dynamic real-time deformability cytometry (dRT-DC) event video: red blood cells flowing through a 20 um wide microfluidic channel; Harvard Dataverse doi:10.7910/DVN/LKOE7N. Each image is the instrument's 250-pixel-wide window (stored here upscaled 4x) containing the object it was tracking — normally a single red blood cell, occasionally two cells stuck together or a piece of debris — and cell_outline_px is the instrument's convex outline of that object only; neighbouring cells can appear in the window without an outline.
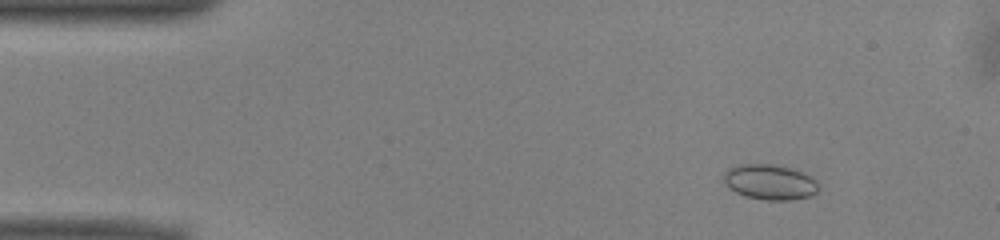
{"species": "common noctule bat (a hibernating species)", "species_latin": "Nyctalus noctula", "temperature_condition": "warm", "stored_images_in_passage": 51, "camera_frame_rate_fps": 3000, "um_per_image_px": 0.085, "animal": {"sex": "male", "body_mass_g": 13.0, "forearm_length_mm": 53.1}, "frame": {"image": 1, "passage_image": 6, "time_ms": 1.667, "image_size_px": [1000, 240], "cell_outline_px": [[820, 184], [816, 192], [808, 196], [792, 200], [768, 200], [744, 196], [728, 188], [724, 180], [724, 172], [728, 168], [740, 164], [772, 164], [792, 168], [816, 180]], "centroid_in_image_um": [65.41, 15.47], "position_along_channel_um": 19.6, "area_um2": 19.42}}
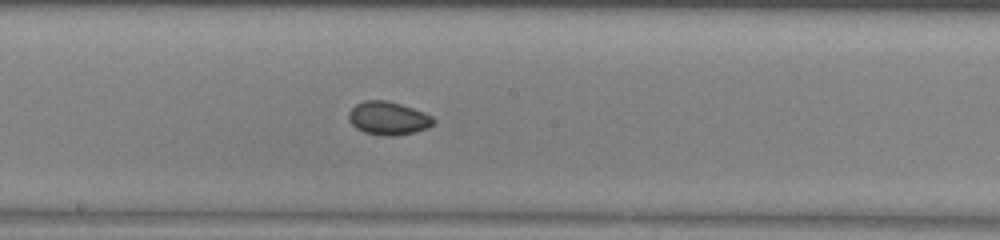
{"frame": {"image": 2, "passage_image": 27, "time_ms": 8.667, "image_size_px": [1000, 240], "cell_outline_px": [[436, 120], [428, 128], [416, 132], [396, 136], [384, 136], [364, 132], [356, 128], [348, 120], [348, 112], [356, 104], [364, 100], [384, 100], [400, 104], [424, 112], [432, 116]], "centroid_in_image_um": [33.0, 10.06], "position_along_channel_um": 215.2, "area_um2": 16.53}}
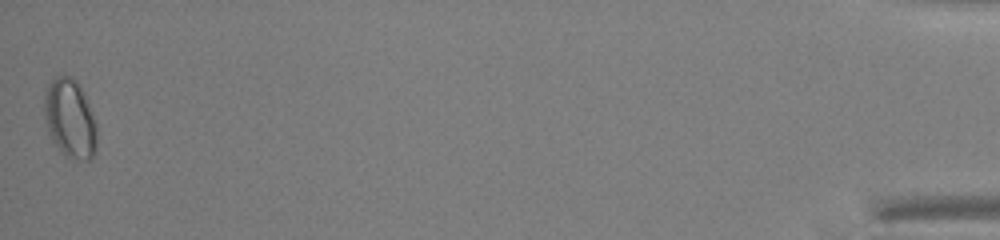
{"frame": {"image": 3, "passage_image": 51, "time_ms": 16.667, "image_size_px": [1000, 240], "cell_outline_px": [[96, 152], [88, 160], [80, 160], [64, 156], [52, 144], [48, 136], [44, 116], [44, 92], [48, 84], [56, 76], [64, 72], [72, 76], [80, 84], [96, 124]], "centroid_in_image_um": [5.91, 10.07], "position_along_channel_um": 429.3, "area_um2": 24.85}, "authors_computed_cell_mechanics": {"area_um2": 16.9354, "velocity_mm_per_s": 3.9589, "shape_relaxation_time_tau1_ms": 2.9202, "shape_relaxation_time_tau2_ms": 2.8564, "deformation_change_tau1": 0.0538, "deformation_change_tau2": 0.0432}}